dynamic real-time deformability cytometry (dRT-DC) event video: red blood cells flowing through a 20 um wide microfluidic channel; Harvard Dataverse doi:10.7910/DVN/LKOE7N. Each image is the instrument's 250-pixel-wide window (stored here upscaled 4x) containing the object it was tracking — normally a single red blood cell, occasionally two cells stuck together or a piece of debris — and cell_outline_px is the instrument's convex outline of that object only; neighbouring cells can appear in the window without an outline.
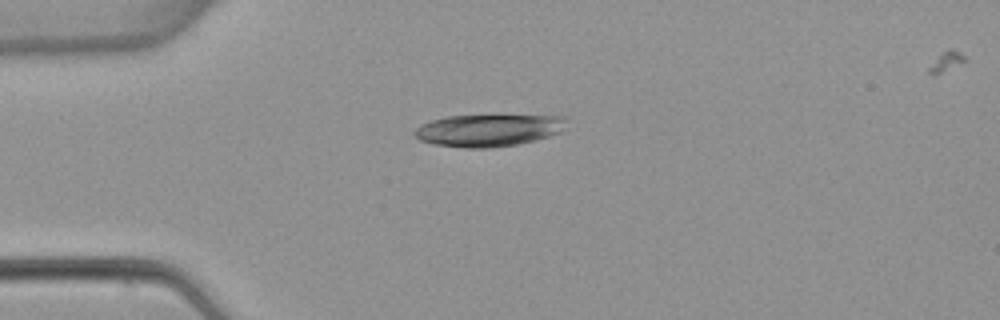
{"species": "common noctule bat (a hibernating species)", "species_latin": "Nyctalus noctula", "temperature_condition": "warm", "stored_images_in_passage": 5, "camera_frame_rate_fps": 3000, "um_per_image_px": 0.085, "animal": {"sex": "female", "body_mass_g": 22.7, "forearm_length_mm": 54.2}, "frame": {"image": 1, "passage_image": 4, "time_ms": 3.667, "image_size_px": [1000, 320], "cell_outline_px": [[568, 120], [560, 132], [548, 136], [516, 144], [488, 148], [464, 148], [432, 144], [420, 140], [412, 132], [420, 124], [432, 120], [448, 116], [496, 112], [568, 116]], "centroid_in_image_um": [41.56, 11.0], "position_along_channel_um": 43.4, "area_um2": 29.94}}